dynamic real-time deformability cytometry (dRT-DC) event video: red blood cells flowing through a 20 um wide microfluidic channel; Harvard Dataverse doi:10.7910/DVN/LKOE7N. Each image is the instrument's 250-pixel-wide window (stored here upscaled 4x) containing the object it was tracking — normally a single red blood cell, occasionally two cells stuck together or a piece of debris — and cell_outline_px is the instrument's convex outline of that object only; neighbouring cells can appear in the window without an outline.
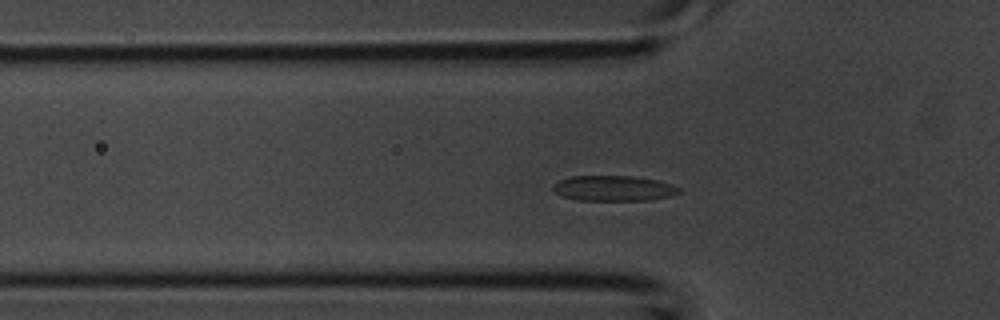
{"species": "common noctule bat (a hibernating species)", "species_latin": "Nyctalus noctula", "temperature_condition": "room temperature", "stored_images_in_passage": 38, "camera_frame_rate_fps": 3000, "um_per_image_px": 0.085, "animal": {"sex": "male", "body_mass_g": 20.1, "forearm_length_mm": 53.5}, "frame": {"image": 1, "passage_image": 9, "time_ms": 2.667, "image_size_px": [1000, 320], "cell_outline_px": [[684, 192], [672, 196], [648, 200], [576, 200], [564, 196], [556, 192], [552, 188], [552, 184], [568, 176], [636, 176], [656, 180], [672, 184], [680, 188]], "centroid_in_image_um": [52.2, 16.0], "position_along_channel_um": 73.6, "area_um2": 18.79}}
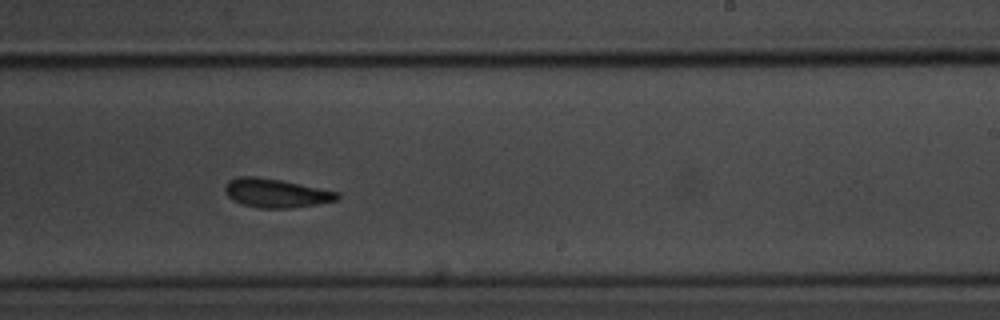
{"frame": {"image": 2, "passage_image": 21, "time_ms": 6.667, "image_size_px": [1000, 320], "cell_outline_px": [[340, 196], [336, 200], [316, 204], [288, 208], [260, 208], [244, 204], [232, 200], [224, 192], [224, 184], [228, 180], [236, 176], [256, 176], [280, 180], [340, 192]], "centroid_in_image_um": [23.41, 16.4], "position_along_channel_um": 265.6, "area_um2": 18.84}}
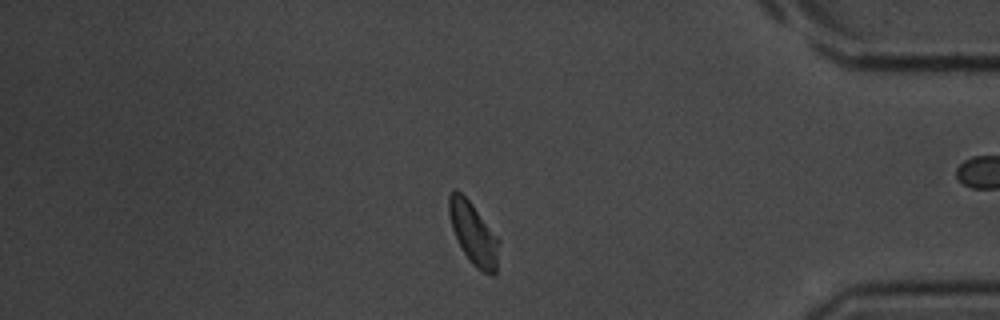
{"frame": {"image": 3, "passage_image": 31, "time_ms": 10.0, "image_size_px": [1000, 320], "cell_outline_px": [[500, 240], [496, 276], [492, 276], [480, 272], [468, 260], [452, 228], [448, 212], [448, 196], [456, 188], [472, 204]], "centroid_in_image_um": [40.27, 19.9], "position_along_channel_um": 394.9, "area_um2": 18.15}}